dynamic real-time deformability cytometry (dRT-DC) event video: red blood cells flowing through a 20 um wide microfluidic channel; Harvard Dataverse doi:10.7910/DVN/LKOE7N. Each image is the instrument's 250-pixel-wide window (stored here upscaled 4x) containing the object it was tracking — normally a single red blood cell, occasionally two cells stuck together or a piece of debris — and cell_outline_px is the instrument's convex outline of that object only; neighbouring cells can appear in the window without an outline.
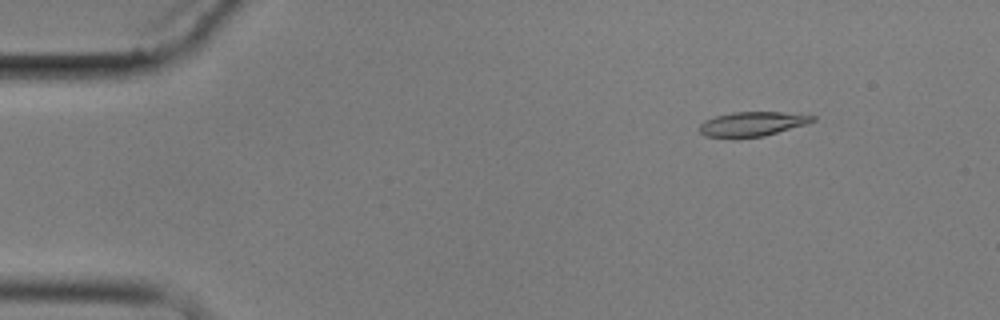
{"species": "common noctule bat (a hibernating species)", "species_latin": "Nyctalus noctula", "temperature_condition": "cold", "stored_images_in_passage": 5, "camera_frame_rate_fps": 3000, "um_per_image_px": 0.085, "animal": {"sex": "male", "body_mass_g": 17.9}, "frame": {"image": 1, "passage_image": 2, "time_ms": 2.0, "image_size_px": [1000, 320], "cell_outline_px": [[816, 120], [808, 124], [764, 136], [732, 140], [704, 136], [700, 132], [700, 124], [704, 120], [716, 116], [732, 112], [780, 112], [816, 116]], "centroid_in_image_um": [63.9, 10.57], "position_along_channel_um": 21.1, "area_um2": 16.65}}
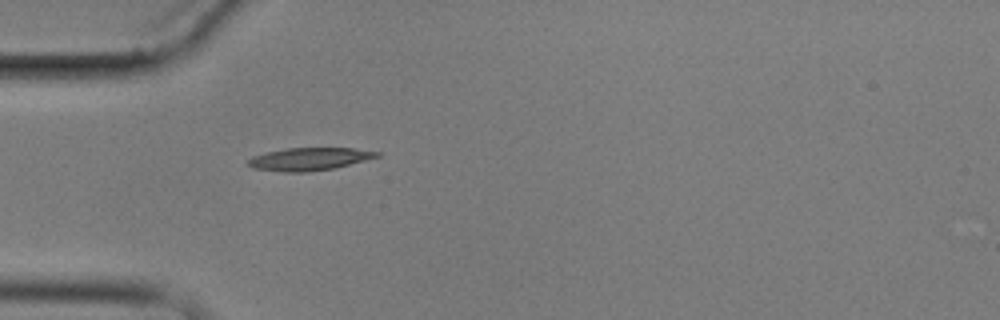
{"frame": {"image": 2, "passage_image": 5, "time_ms": 5.333, "image_size_px": [1000, 320], "cell_outline_px": [[380, 156], [336, 168], [308, 172], [284, 172], [252, 168], [248, 164], [248, 160], [252, 156], [268, 152], [288, 148], [352, 148], [380, 152]], "centroid_in_image_um": [26.29, 13.52], "position_along_channel_um": 58.7, "area_um2": 16.99}}